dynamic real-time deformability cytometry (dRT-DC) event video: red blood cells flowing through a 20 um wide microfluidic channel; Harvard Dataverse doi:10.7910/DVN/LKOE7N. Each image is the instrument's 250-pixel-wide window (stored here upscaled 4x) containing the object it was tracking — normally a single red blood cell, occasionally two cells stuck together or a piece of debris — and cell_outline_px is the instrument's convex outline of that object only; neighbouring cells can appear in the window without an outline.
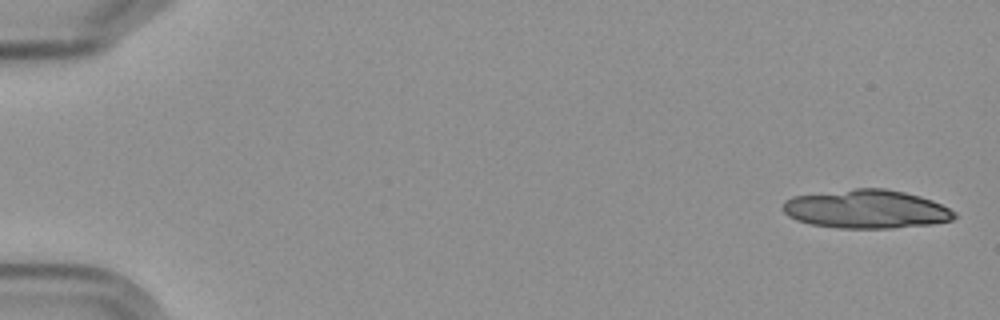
{"species": "Egyptian fruit bat (a non-hibernating species)", "species_latin": "Rousettus aegyptiacus", "temperature_condition": "cold", "stored_images_in_passage": 9, "camera_frame_rate_fps": 3000, "um_per_image_px": 0.085, "frame": {"image": 1, "passage_image": 1, "time_ms": 0.0, "image_size_px": [1000, 320], "cell_outline_px": [[956, 216], [952, 220], [932, 224], [892, 228], [840, 228], [812, 224], [796, 220], [788, 216], [784, 212], [784, 204], [792, 196], [856, 188], [884, 188], [904, 192], [920, 196], [932, 200], [956, 212]], "centroid_in_image_um": [73.66, 17.77], "position_along_channel_um": 11.3, "area_um2": 38.38}}
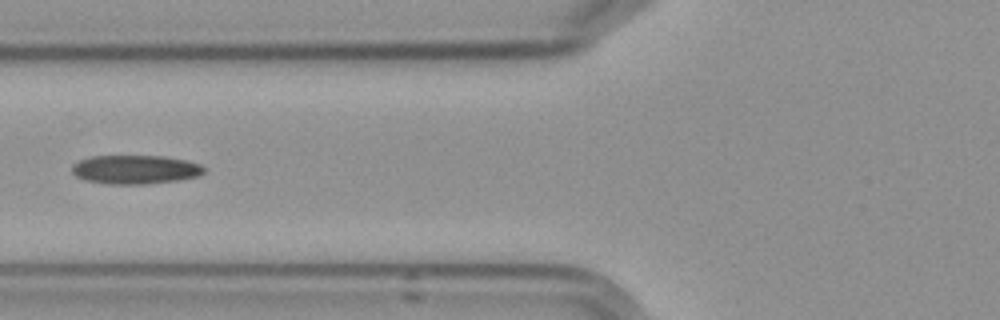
{"frame": {"image": 2, "passage_image": 7, "time_ms": 7.333, "image_size_px": [1000, 320], "cell_outline_px": [[204, 172], [200, 176], [176, 180], [144, 184], [108, 184], [88, 180], [76, 176], [72, 172], [72, 164], [80, 160], [92, 156], [164, 156], [188, 160], [200, 164], [204, 168]], "centroid_in_image_um": [11.52, 14.4], "position_along_channel_um": 114.3, "area_um2": 22.14}}
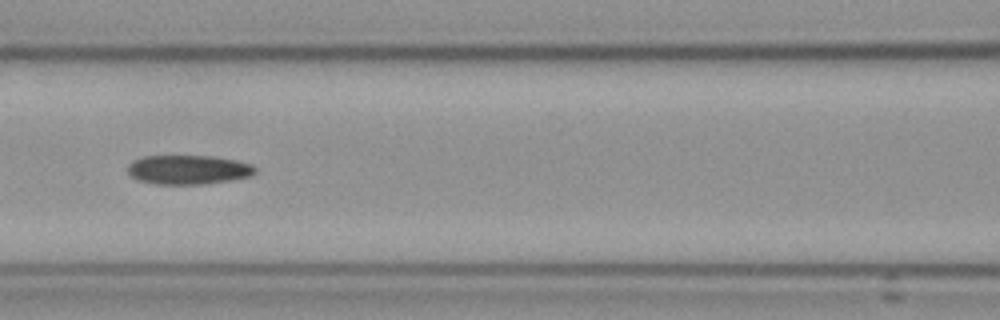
{"frame": {"image": 3, "passage_image": 8, "time_ms": 8.333, "image_size_px": [1000, 320], "cell_outline_px": [[256, 172], [252, 176], [228, 180], [200, 184], [156, 184], [136, 180], [128, 172], [128, 164], [132, 160], [144, 156], [212, 156], [236, 160], [252, 164], [256, 168]], "centroid_in_image_um": [15.99, 14.42], "position_along_channel_um": 150.6, "area_um2": 21.73}}